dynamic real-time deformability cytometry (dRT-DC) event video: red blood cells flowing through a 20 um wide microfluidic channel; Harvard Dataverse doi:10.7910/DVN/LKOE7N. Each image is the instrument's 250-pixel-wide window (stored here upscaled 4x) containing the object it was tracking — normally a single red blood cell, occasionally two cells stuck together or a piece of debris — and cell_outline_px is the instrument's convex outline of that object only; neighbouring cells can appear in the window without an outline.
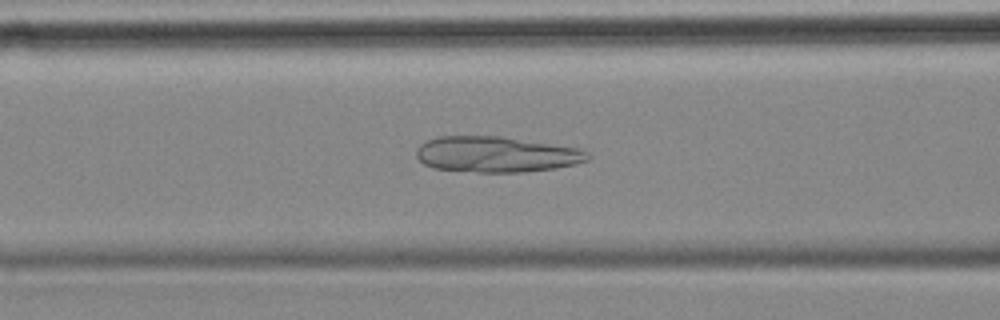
{"species": "common noctule bat (a hibernating species)", "species_latin": "Nyctalus noctula", "temperature_condition": "cold", "stored_images_in_passage": 55, "camera_frame_rate_fps": 3000, "um_per_image_px": 0.085, "animal": {"sex": "female", "body_mass_g": 18.4}, "frame": {"image": 1, "passage_image": 21, "time_ms": 6.667, "image_size_px": [1000, 320], "cell_outline_px": [[592, 156], [588, 160], [576, 164], [556, 168], [524, 172], [480, 172], [432, 168], [424, 164], [416, 156], [416, 148], [420, 144], [436, 136], [500, 136], [580, 148], [588, 152]], "centroid_in_image_um": [42.2, 13.12], "position_along_channel_um": 124.4, "area_um2": 35.89}}
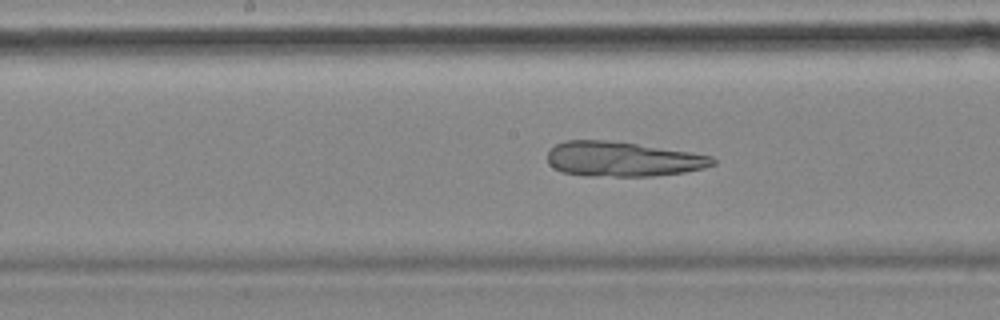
{"frame": {"image": 2, "passage_image": 27, "time_ms": 8.667, "image_size_px": [1000, 320], "cell_outline_px": [[716, 164], [704, 168], [684, 172], [652, 176], [584, 176], [560, 172], [552, 168], [548, 164], [548, 152], [556, 144], [564, 140], [604, 140], [636, 144], [692, 152], [712, 156], [716, 160]], "centroid_in_image_um": [52.9, 13.53], "position_along_channel_um": 195.3, "area_um2": 33.7}}
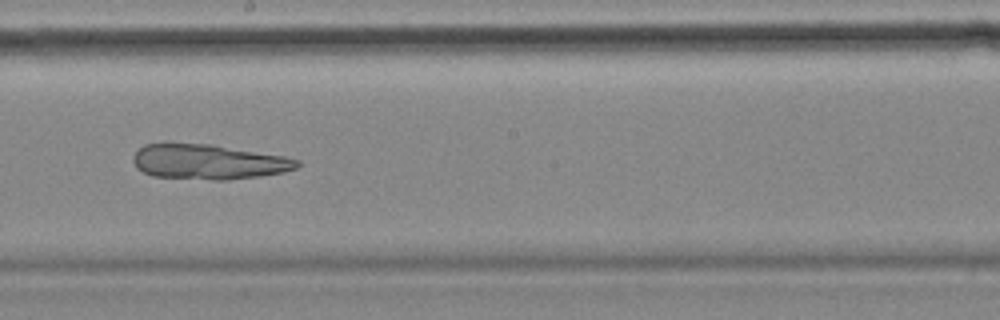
{"frame": {"image": 3, "passage_image": 30, "time_ms": 9.667, "image_size_px": [1000, 320], "cell_outline_px": [[300, 164], [296, 168], [284, 172], [260, 176], [228, 180], [212, 180], [152, 176], [136, 168], [132, 160], [132, 156], [144, 144], [212, 144], [284, 156], [300, 160]], "centroid_in_image_um": [17.73, 13.77], "position_along_channel_um": 230.5, "area_um2": 33.41}}